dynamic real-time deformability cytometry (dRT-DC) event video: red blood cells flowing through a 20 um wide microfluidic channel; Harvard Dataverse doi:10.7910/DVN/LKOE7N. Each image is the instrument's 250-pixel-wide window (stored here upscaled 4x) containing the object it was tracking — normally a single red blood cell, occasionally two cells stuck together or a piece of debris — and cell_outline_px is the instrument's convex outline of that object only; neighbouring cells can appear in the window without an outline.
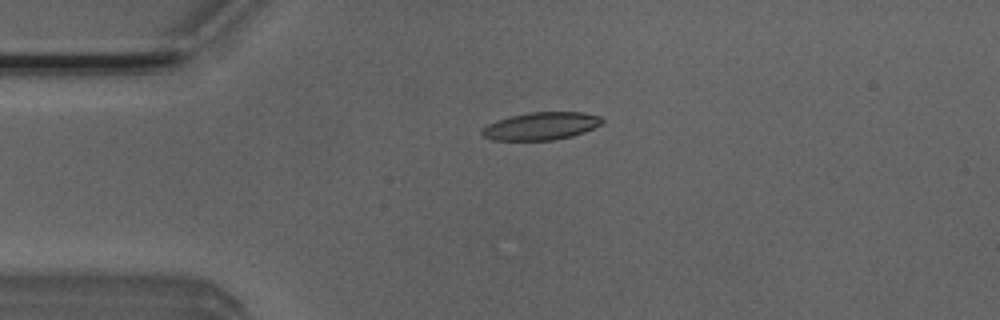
{"species": "Egyptian fruit bat (a non-hibernating species)", "species_latin": "Rousettus aegyptiacus", "temperature_condition": "room temperature", "stored_images_in_passage": 4, "camera_frame_rate_fps": 3000, "um_per_image_px": 0.085, "animal": {"sex": "male"}, "frame": {"image": 1, "passage_image": 3, "time_ms": 0.667, "image_size_px": [1000, 320], "cell_outline_px": [[604, 120], [600, 124], [584, 132], [572, 136], [552, 140], [492, 140], [484, 136], [480, 132], [488, 124], [496, 120], [528, 112], [584, 112], [600, 116]], "centroid_in_image_um": [45.99, 10.71], "position_along_channel_um": 39.0, "area_um2": 19.25}}